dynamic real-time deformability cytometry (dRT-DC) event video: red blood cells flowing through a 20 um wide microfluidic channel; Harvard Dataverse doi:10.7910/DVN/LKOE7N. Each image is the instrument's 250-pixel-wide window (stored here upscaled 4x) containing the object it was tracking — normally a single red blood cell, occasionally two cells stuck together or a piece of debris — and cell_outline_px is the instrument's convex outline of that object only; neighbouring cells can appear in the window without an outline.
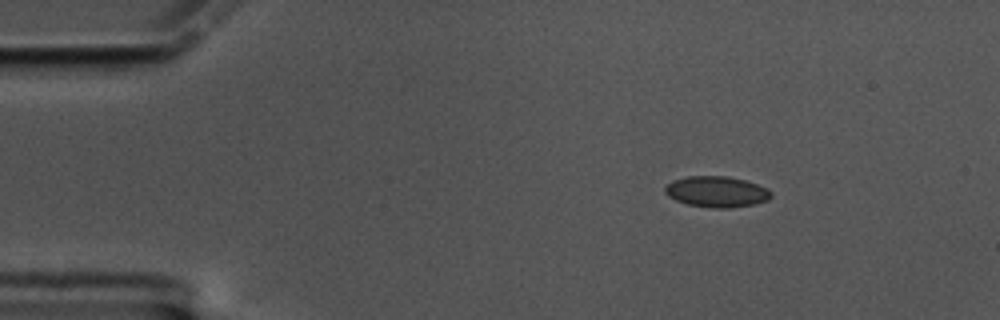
{"species": "common noctule bat (a hibernating species)", "species_latin": "Nyctalus noctula", "temperature_condition": "cold", "stored_images_in_passage": 10, "camera_frame_rate_fps": 3000, "um_per_image_px": 0.085, "animal": {"sex": "male", "body_mass_g": 17.5, "forearm_length_mm": 52.3}, "frame": {"image": 1, "passage_image": 1, "time_ms": 0.0, "image_size_px": [1000, 320], "cell_outline_px": [[772, 196], [768, 200], [756, 204], [728, 208], [716, 208], [688, 204], [676, 200], [668, 196], [664, 192], [664, 188], [672, 180], [688, 176], [728, 176], [744, 180], [768, 188], [772, 192]], "centroid_in_image_um": [60.93, 16.29], "position_along_channel_um": 24.1, "area_um2": 19.13}}